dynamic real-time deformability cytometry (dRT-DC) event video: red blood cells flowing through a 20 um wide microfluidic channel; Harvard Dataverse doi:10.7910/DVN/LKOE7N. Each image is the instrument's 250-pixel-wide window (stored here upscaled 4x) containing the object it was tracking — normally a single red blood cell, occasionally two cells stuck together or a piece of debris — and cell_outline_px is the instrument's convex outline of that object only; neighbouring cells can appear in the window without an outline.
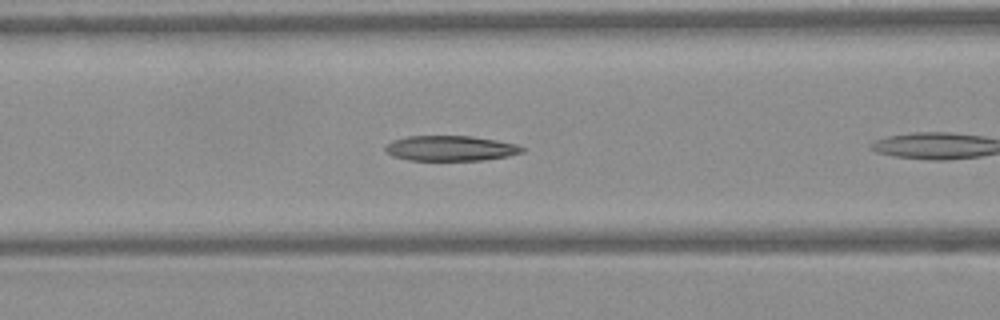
{"species": "Egyptian fruit bat (a non-hibernating species)", "species_latin": "Rousettus aegyptiacus", "temperature_condition": "warm", "stored_images_in_passage": 7, "camera_frame_rate_fps": 3000, "um_per_image_px": 0.085, "frame": {"image": 1, "passage_image": 6, "time_ms": 1.667, "image_size_px": [1000, 320], "cell_outline_px": [[524, 152], [508, 156], [484, 160], [408, 160], [392, 156], [384, 148], [392, 140], [408, 136], [472, 136], [496, 140], [516, 144], [524, 148]], "centroid_in_image_um": [38.3, 12.6], "position_along_channel_um": 128.3, "area_um2": 20.06}}